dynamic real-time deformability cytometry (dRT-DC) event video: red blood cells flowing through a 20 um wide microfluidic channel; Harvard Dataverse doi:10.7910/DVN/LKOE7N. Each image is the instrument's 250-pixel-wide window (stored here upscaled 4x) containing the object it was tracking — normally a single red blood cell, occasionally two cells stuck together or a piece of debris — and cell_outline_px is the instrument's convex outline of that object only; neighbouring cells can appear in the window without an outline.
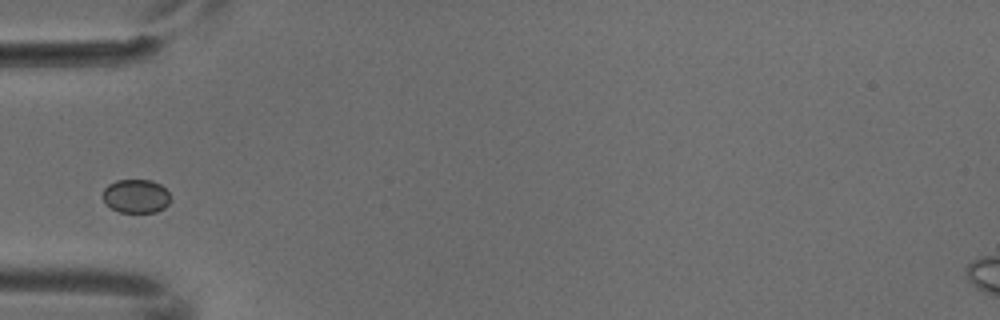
{"species": "common noctule bat (a hibernating species)", "species_latin": "Nyctalus noctula", "temperature_condition": "cold", "stored_images_in_passage": 4, "camera_frame_rate_fps": 3000, "um_per_image_px": 0.085, "animal": {"sex": "male", "body_mass_g": 18.8}, "frame": {"image": 1, "passage_image": 3, "time_ms": 0.667, "image_size_px": [1000, 320], "cell_outline_px": [[168, 204], [164, 208], [156, 212], [120, 212], [112, 208], [104, 200], [104, 188], [108, 184], [116, 180], [152, 180], [160, 184], [168, 192]], "centroid_in_image_um": [11.56, 16.66], "position_along_channel_um": 73.4, "area_um2": 13.06}}
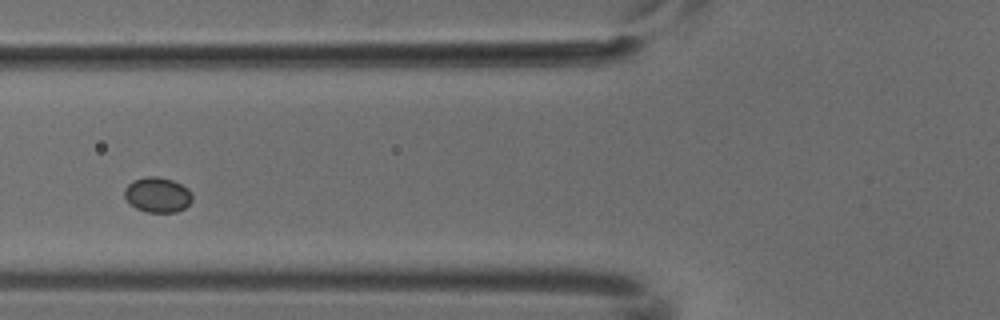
{"frame": {"image": 2, "passage_image": 4, "time_ms": 1.0, "image_size_px": [1000, 320], "cell_outline_px": [[192, 200], [184, 208], [176, 212], [148, 212], [136, 208], [124, 196], [124, 188], [132, 180], [148, 176], [156, 176], [172, 180], [188, 188], [192, 196]], "centroid_in_image_um": [13.38, 16.55], "position_along_channel_um": 112.4, "area_um2": 13.76}}